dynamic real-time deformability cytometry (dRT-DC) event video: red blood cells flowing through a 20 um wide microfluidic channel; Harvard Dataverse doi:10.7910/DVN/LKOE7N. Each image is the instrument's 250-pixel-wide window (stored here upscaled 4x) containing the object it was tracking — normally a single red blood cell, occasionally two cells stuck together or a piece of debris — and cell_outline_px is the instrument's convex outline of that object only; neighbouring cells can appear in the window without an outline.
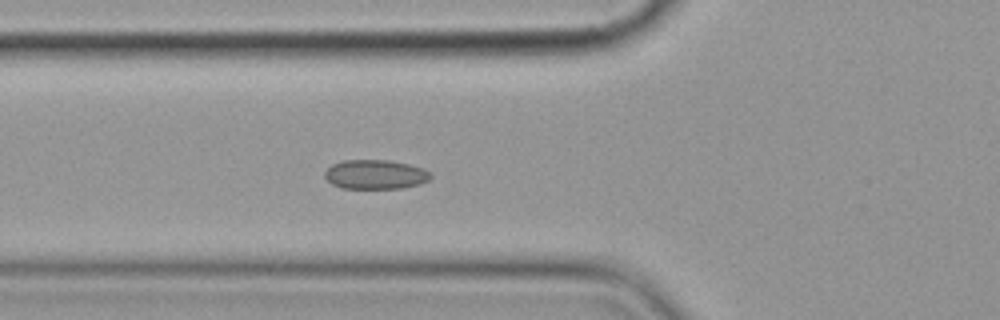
{"species": "common noctule bat (a hibernating species)", "species_latin": "Nyctalus noctula", "temperature_condition": "cold", "stored_images_in_passage": 5, "camera_frame_rate_fps": 3000, "um_per_image_px": 0.085, "animal": {"sex": "female", "body_mass_g": 19.9}, "frame": {"image": 1, "passage_image": 5, "time_ms": 5.333, "image_size_px": [1000, 320], "cell_outline_px": [[432, 176], [428, 180], [420, 184], [404, 188], [340, 188], [332, 184], [324, 176], [324, 172], [332, 164], [344, 160], [388, 160], [408, 164], [432, 172]], "centroid_in_image_um": [31.9, 14.83], "position_along_channel_um": 93.9, "area_um2": 18.09}}